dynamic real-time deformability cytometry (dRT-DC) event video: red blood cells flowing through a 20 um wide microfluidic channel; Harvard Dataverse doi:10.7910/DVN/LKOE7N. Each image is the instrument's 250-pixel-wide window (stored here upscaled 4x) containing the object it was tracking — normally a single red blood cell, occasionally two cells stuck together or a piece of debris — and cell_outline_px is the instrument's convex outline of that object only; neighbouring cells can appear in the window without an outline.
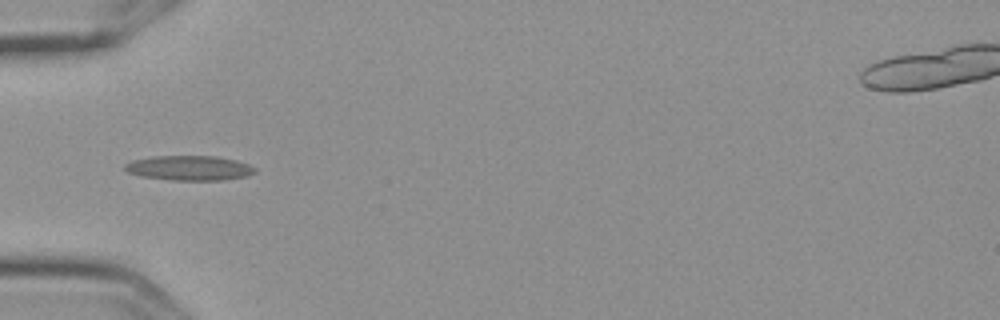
{"species": "Egyptian fruit bat (a non-hibernating species)", "species_latin": "Rousettus aegyptiacus", "temperature_condition": "cold", "stored_images_in_passage": 9, "segment_of_instrument_passage": [2, 2], "camera_frame_rate_fps": 3000, "um_per_image_px": 0.085, "frame": {"image": 1, "passage_image": 5, "time_ms": 1.333, "image_size_px": [1000, 320], "cell_outline_px": [[256, 172], [248, 176], [220, 180], [172, 180], [140, 176], [128, 172], [124, 168], [124, 164], [132, 160], [156, 156], [216, 156], [236, 160], [248, 164], [256, 168]], "centroid_in_image_um": [16.1, 14.28], "position_along_channel_um": 68.9, "area_um2": 18.79}}
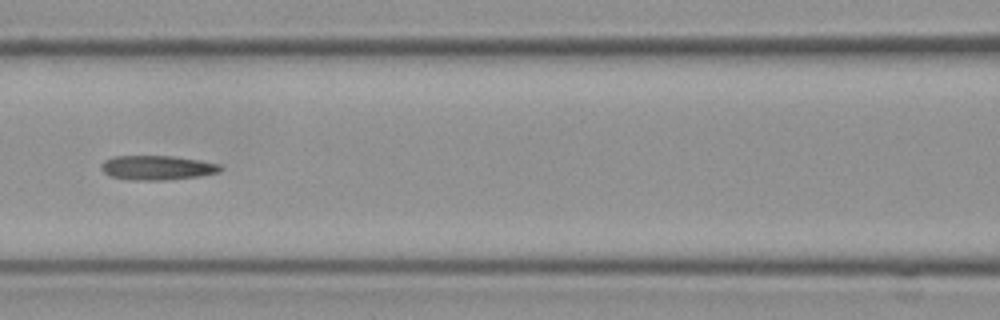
{"frame": {"image": 2, "passage_image": 7, "time_ms": 2.0, "image_size_px": [1000, 320], "cell_outline_px": [[224, 168], [220, 172], [200, 176], [168, 180], [128, 180], [108, 176], [100, 168], [100, 164], [104, 160], [112, 156], [172, 156], [200, 160], [220, 164]], "centroid_in_image_um": [13.34, 14.26], "position_along_channel_um": 153.3, "area_um2": 17.28}}
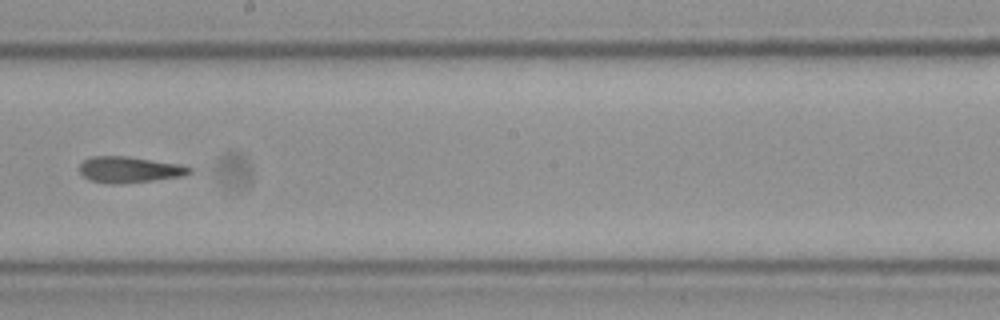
{"frame": {"image": 3, "passage_image": 9, "time_ms": 2.667, "image_size_px": [1000, 320], "cell_outline_px": [[192, 172], [184, 176], [152, 180], [116, 184], [112, 184], [88, 180], [80, 172], [80, 164], [84, 160], [92, 156], [128, 156], [180, 164], [192, 168]], "centroid_in_image_um": [11.0, 14.41], "position_along_channel_um": 237.2, "area_um2": 16.7}}